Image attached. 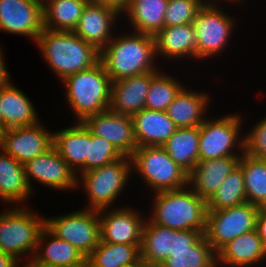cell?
Segmentation results:
<instances>
[{
	"mask_svg": "<svg viewBox=\"0 0 266 267\" xmlns=\"http://www.w3.org/2000/svg\"><path fill=\"white\" fill-rule=\"evenodd\" d=\"M156 58L154 36L133 31L129 33L128 30L125 34L122 31L121 34H114L100 51L99 61L111 80L115 81L160 70Z\"/></svg>",
	"mask_w": 266,
	"mask_h": 267,
	"instance_id": "6da1fadb",
	"label": "cell"
},
{
	"mask_svg": "<svg viewBox=\"0 0 266 267\" xmlns=\"http://www.w3.org/2000/svg\"><path fill=\"white\" fill-rule=\"evenodd\" d=\"M35 44L46 64L61 81L69 75L93 67L100 58V51L74 31L43 28Z\"/></svg>",
	"mask_w": 266,
	"mask_h": 267,
	"instance_id": "7a4b0ae2",
	"label": "cell"
},
{
	"mask_svg": "<svg viewBox=\"0 0 266 267\" xmlns=\"http://www.w3.org/2000/svg\"><path fill=\"white\" fill-rule=\"evenodd\" d=\"M148 218L163 227L176 230H199L206 226L207 202L186 186L178 190L154 193Z\"/></svg>",
	"mask_w": 266,
	"mask_h": 267,
	"instance_id": "3957f363",
	"label": "cell"
},
{
	"mask_svg": "<svg viewBox=\"0 0 266 267\" xmlns=\"http://www.w3.org/2000/svg\"><path fill=\"white\" fill-rule=\"evenodd\" d=\"M61 82L76 122H83L87 117L109 109L112 80L100 61L87 70L67 76Z\"/></svg>",
	"mask_w": 266,
	"mask_h": 267,
	"instance_id": "277c9868",
	"label": "cell"
},
{
	"mask_svg": "<svg viewBox=\"0 0 266 267\" xmlns=\"http://www.w3.org/2000/svg\"><path fill=\"white\" fill-rule=\"evenodd\" d=\"M10 206V210L0 212V251L15 261H31L45 228V216L24 205Z\"/></svg>",
	"mask_w": 266,
	"mask_h": 267,
	"instance_id": "5b68a950",
	"label": "cell"
},
{
	"mask_svg": "<svg viewBox=\"0 0 266 267\" xmlns=\"http://www.w3.org/2000/svg\"><path fill=\"white\" fill-rule=\"evenodd\" d=\"M132 176V159L129 156L89 170L78 175V186L84 187L87 194L85 209L101 210L111 208L118 196L124 191L129 178Z\"/></svg>",
	"mask_w": 266,
	"mask_h": 267,
	"instance_id": "8992f818",
	"label": "cell"
},
{
	"mask_svg": "<svg viewBox=\"0 0 266 267\" xmlns=\"http://www.w3.org/2000/svg\"><path fill=\"white\" fill-rule=\"evenodd\" d=\"M132 159L137 173L152 193L178 190L188 186V173L178 166L162 146L138 147Z\"/></svg>",
	"mask_w": 266,
	"mask_h": 267,
	"instance_id": "52a82bcc",
	"label": "cell"
},
{
	"mask_svg": "<svg viewBox=\"0 0 266 267\" xmlns=\"http://www.w3.org/2000/svg\"><path fill=\"white\" fill-rule=\"evenodd\" d=\"M237 114L239 113L215 119L208 117L200 125L199 161L225 156H242L244 135L240 136V132H242L243 118Z\"/></svg>",
	"mask_w": 266,
	"mask_h": 267,
	"instance_id": "ba28073f",
	"label": "cell"
},
{
	"mask_svg": "<svg viewBox=\"0 0 266 267\" xmlns=\"http://www.w3.org/2000/svg\"><path fill=\"white\" fill-rule=\"evenodd\" d=\"M260 209L245 202L220 210H207L204 237L218 253L236 237L256 229Z\"/></svg>",
	"mask_w": 266,
	"mask_h": 267,
	"instance_id": "9c48e42d",
	"label": "cell"
},
{
	"mask_svg": "<svg viewBox=\"0 0 266 267\" xmlns=\"http://www.w3.org/2000/svg\"><path fill=\"white\" fill-rule=\"evenodd\" d=\"M219 4H204L192 23L197 38V61L222 54L233 34L235 20Z\"/></svg>",
	"mask_w": 266,
	"mask_h": 267,
	"instance_id": "30bf717a",
	"label": "cell"
},
{
	"mask_svg": "<svg viewBox=\"0 0 266 267\" xmlns=\"http://www.w3.org/2000/svg\"><path fill=\"white\" fill-rule=\"evenodd\" d=\"M45 227L76 247L86 258L100 242L98 210L85 209L45 218Z\"/></svg>",
	"mask_w": 266,
	"mask_h": 267,
	"instance_id": "8fae6325",
	"label": "cell"
},
{
	"mask_svg": "<svg viewBox=\"0 0 266 267\" xmlns=\"http://www.w3.org/2000/svg\"><path fill=\"white\" fill-rule=\"evenodd\" d=\"M40 124L2 130L0 148L22 165L44 154L54 146V132Z\"/></svg>",
	"mask_w": 266,
	"mask_h": 267,
	"instance_id": "7c38bea8",
	"label": "cell"
},
{
	"mask_svg": "<svg viewBox=\"0 0 266 267\" xmlns=\"http://www.w3.org/2000/svg\"><path fill=\"white\" fill-rule=\"evenodd\" d=\"M27 184L32 192L33 179L38 184L57 190L78 189V176L75 171L61 158L53 146L44 154L24 164Z\"/></svg>",
	"mask_w": 266,
	"mask_h": 267,
	"instance_id": "4fadbf2b",
	"label": "cell"
},
{
	"mask_svg": "<svg viewBox=\"0 0 266 267\" xmlns=\"http://www.w3.org/2000/svg\"><path fill=\"white\" fill-rule=\"evenodd\" d=\"M137 211L134 207H127V205L125 208L117 207V209L105 208L98 210L100 241L141 245L142 231L146 218L140 211Z\"/></svg>",
	"mask_w": 266,
	"mask_h": 267,
	"instance_id": "5bb4252c",
	"label": "cell"
},
{
	"mask_svg": "<svg viewBox=\"0 0 266 267\" xmlns=\"http://www.w3.org/2000/svg\"><path fill=\"white\" fill-rule=\"evenodd\" d=\"M43 3L39 0H0V31L30 37L43 31Z\"/></svg>",
	"mask_w": 266,
	"mask_h": 267,
	"instance_id": "9a60e30c",
	"label": "cell"
},
{
	"mask_svg": "<svg viewBox=\"0 0 266 267\" xmlns=\"http://www.w3.org/2000/svg\"><path fill=\"white\" fill-rule=\"evenodd\" d=\"M83 123L93 135L105 138L123 155L131 157L138 148L131 116L110 109L87 117Z\"/></svg>",
	"mask_w": 266,
	"mask_h": 267,
	"instance_id": "2e32d148",
	"label": "cell"
},
{
	"mask_svg": "<svg viewBox=\"0 0 266 267\" xmlns=\"http://www.w3.org/2000/svg\"><path fill=\"white\" fill-rule=\"evenodd\" d=\"M120 15L121 12L112 6L89 2L73 31L101 51L113 38Z\"/></svg>",
	"mask_w": 266,
	"mask_h": 267,
	"instance_id": "e0dca14e",
	"label": "cell"
},
{
	"mask_svg": "<svg viewBox=\"0 0 266 267\" xmlns=\"http://www.w3.org/2000/svg\"><path fill=\"white\" fill-rule=\"evenodd\" d=\"M31 262L36 267H86V257L76 247L59 239L46 227L40 233Z\"/></svg>",
	"mask_w": 266,
	"mask_h": 267,
	"instance_id": "ac0fdd59",
	"label": "cell"
},
{
	"mask_svg": "<svg viewBox=\"0 0 266 267\" xmlns=\"http://www.w3.org/2000/svg\"><path fill=\"white\" fill-rule=\"evenodd\" d=\"M241 156H225L198 161L188 175V186L206 201L217 191L226 177L238 166Z\"/></svg>",
	"mask_w": 266,
	"mask_h": 267,
	"instance_id": "d6986e66",
	"label": "cell"
},
{
	"mask_svg": "<svg viewBox=\"0 0 266 267\" xmlns=\"http://www.w3.org/2000/svg\"><path fill=\"white\" fill-rule=\"evenodd\" d=\"M151 72L112 81L109 109L114 114L133 116L145 108Z\"/></svg>",
	"mask_w": 266,
	"mask_h": 267,
	"instance_id": "ffe728a7",
	"label": "cell"
},
{
	"mask_svg": "<svg viewBox=\"0 0 266 267\" xmlns=\"http://www.w3.org/2000/svg\"><path fill=\"white\" fill-rule=\"evenodd\" d=\"M75 124L58 131L55 130L54 147L78 176L79 173L86 172V157H88V142H91V131L83 122Z\"/></svg>",
	"mask_w": 266,
	"mask_h": 267,
	"instance_id": "44dd1931",
	"label": "cell"
},
{
	"mask_svg": "<svg viewBox=\"0 0 266 267\" xmlns=\"http://www.w3.org/2000/svg\"><path fill=\"white\" fill-rule=\"evenodd\" d=\"M157 58H192L197 60V38L192 23L169 26L161 29L155 36ZM159 56V57H158Z\"/></svg>",
	"mask_w": 266,
	"mask_h": 267,
	"instance_id": "7402d4cb",
	"label": "cell"
},
{
	"mask_svg": "<svg viewBox=\"0 0 266 267\" xmlns=\"http://www.w3.org/2000/svg\"><path fill=\"white\" fill-rule=\"evenodd\" d=\"M217 256L219 267H255L266 261V248L255 229L230 241Z\"/></svg>",
	"mask_w": 266,
	"mask_h": 267,
	"instance_id": "603a6c76",
	"label": "cell"
},
{
	"mask_svg": "<svg viewBox=\"0 0 266 267\" xmlns=\"http://www.w3.org/2000/svg\"><path fill=\"white\" fill-rule=\"evenodd\" d=\"M138 147L162 146L178 128L166 111L144 108L133 116Z\"/></svg>",
	"mask_w": 266,
	"mask_h": 267,
	"instance_id": "cb8c5ba5",
	"label": "cell"
},
{
	"mask_svg": "<svg viewBox=\"0 0 266 267\" xmlns=\"http://www.w3.org/2000/svg\"><path fill=\"white\" fill-rule=\"evenodd\" d=\"M2 130L32 126L40 122L30 98L11 81L1 86Z\"/></svg>",
	"mask_w": 266,
	"mask_h": 267,
	"instance_id": "d4e9b609",
	"label": "cell"
},
{
	"mask_svg": "<svg viewBox=\"0 0 266 267\" xmlns=\"http://www.w3.org/2000/svg\"><path fill=\"white\" fill-rule=\"evenodd\" d=\"M209 95L184 86L166 113L178 128L200 126L207 119L205 113L211 103Z\"/></svg>",
	"mask_w": 266,
	"mask_h": 267,
	"instance_id": "484cf974",
	"label": "cell"
},
{
	"mask_svg": "<svg viewBox=\"0 0 266 267\" xmlns=\"http://www.w3.org/2000/svg\"><path fill=\"white\" fill-rule=\"evenodd\" d=\"M31 194L24 165L0 148V200L4 204L22 205L30 200Z\"/></svg>",
	"mask_w": 266,
	"mask_h": 267,
	"instance_id": "4316f807",
	"label": "cell"
},
{
	"mask_svg": "<svg viewBox=\"0 0 266 267\" xmlns=\"http://www.w3.org/2000/svg\"><path fill=\"white\" fill-rule=\"evenodd\" d=\"M167 4L168 0H130L121 16L128 17L131 31L155 36L164 28Z\"/></svg>",
	"mask_w": 266,
	"mask_h": 267,
	"instance_id": "83f0119b",
	"label": "cell"
},
{
	"mask_svg": "<svg viewBox=\"0 0 266 267\" xmlns=\"http://www.w3.org/2000/svg\"><path fill=\"white\" fill-rule=\"evenodd\" d=\"M173 229L152 222L148 217L142 231L140 259L147 267H159L172 252Z\"/></svg>",
	"mask_w": 266,
	"mask_h": 267,
	"instance_id": "f1b7e54d",
	"label": "cell"
},
{
	"mask_svg": "<svg viewBox=\"0 0 266 267\" xmlns=\"http://www.w3.org/2000/svg\"><path fill=\"white\" fill-rule=\"evenodd\" d=\"M200 126L181 127L162 145L171 159L188 174L199 161Z\"/></svg>",
	"mask_w": 266,
	"mask_h": 267,
	"instance_id": "f546056e",
	"label": "cell"
},
{
	"mask_svg": "<svg viewBox=\"0 0 266 267\" xmlns=\"http://www.w3.org/2000/svg\"><path fill=\"white\" fill-rule=\"evenodd\" d=\"M43 26L54 31H73L89 0H44Z\"/></svg>",
	"mask_w": 266,
	"mask_h": 267,
	"instance_id": "4dcf8cb0",
	"label": "cell"
},
{
	"mask_svg": "<svg viewBox=\"0 0 266 267\" xmlns=\"http://www.w3.org/2000/svg\"><path fill=\"white\" fill-rule=\"evenodd\" d=\"M141 245L99 242L86 258V267H124L140 259Z\"/></svg>",
	"mask_w": 266,
	"mask_h": 267,
	"instance_id": "1f68e13d",
	"label": "cell"
},
{
	"mask_svg": "<svg viewBox=\"0 0 266 267\" xmlns=\"http://www.w3.org/2000/svg\"><path fill=\"white\" fill-rule=\"evenodd\" d=\"M238 165L243 170L247 202L266 208V161L243 153Z\"/></svg>",
	"mask_w": 266,
	"mask_h": 267,
	"instance_id": "d6a6232c",
	"label": "cell"
},
{
	"mask_svg": "<svg viewBox=\"0 0 266 267\" xmlns=\"http://www.w3.org/2000/svg\"><path fill=\"white\" fill-rule=\"evenodd\" d=\"M217 252L204 234L190 247V250L173 251L159 267H216Z\"/></svg>",
	"mask_w": 266,
	"mask_h": 267,
	"instance_id": "836d02e7",
	"label": "cell"
},
{
	"mask_svg": "<svg viewBox=\"0 0 266 267\" xmlns=\"http://www.w3.org/2000/svg\"><path fill=\"white\" fill-rule=\"evenodd\" d=\"M185 85L164 71L151 72V84L146 96L145 108L166 111Z\"/></svg>",
	"mask_w": 266,
	"mask_h": 267,
	"instance_id": "e575fe53",
	"label": "cell"
},
{
	"mask_svg": "<svg viewBox=\"0 0 266 267\" xmlns=\"http://www.w3.org/2000/svg\"><path fill=\"white\" fill-rule=\"evenodd\" d=\"M206 202L207 210H220L247 202L243 170L239 165Z\"/></svg>",
	"mask_w": 266,
	"mask_h": 267,
	"instance_id": "d590c367",
	"label": "cell"
},
{
	"mask_svg": "<svg viewBox=\"0 0 266 267\" xmlns=\"http://www.w3.org/2000/svg\"><path fill=\"white\" fill-rule=\"evenodd\" d=\"M123 155L105 138L91 133V142H88V157H86V172L110 164Z\"/></svg>",
	"mask_w": 266,
	"mask_h": 267,
	"instance_id": "8d00e7d4",
	"label": "cell"
},
{
	"mask_svg": "<svg viewBox=\"0 0 266 267\" xmlns=\"http://www.w3.org/2000/svg\"><path fill=\"white\" fill-rule=\"evenodd\" d=\"M204 4L202 0H168L164 27L193 23Z\"/></svg>",
	"mask_w": 266,
	"mask_h": 267,
	"instance_id": "74e56055",
	"label": "cell"
},
{
	"mask_svg": "<svg viewBox=\"0 0 266 267\" xmlns=\"http://www.w3.org/2000/svg\"><path fill=\"white\" fill-rule=\"evenodd\" d=\"M247 132L249 133H244V153L266 161V116Z\"/></svg>",
	"mask_w": 266,
	"mask_h": 267,
	"instance_id": "f35d334b",
	"label": "cell"
},
{
	"mask_svg": "<svg viewBox=\"0 0 266 267\" xmlns=\"http://www.w3.org/2000/svg\"><path fill=\"white\" fill-rule=\"evenodd\" d=\"M203 235L199 230H176L173 229L172 252L190 250V247Z\"/></svg>",
	"mask_w": 266,
	"mask_h": 267,
	"instance_id": "ab89813d",
	"label": "cell"
},
{
	"mask_svg": "<svg viewBox=\"0 0 266 267\" xmlns=\"http://www.w3.org/2000/svg\"><path fill=\"white\" fill-rule=\"evenodd\" d=\"M256 230L262 240L263 246L266 248V208H261L258 213Z\"/></svg>",
	"mask_w": 266,
	"mask_h": 267,
	"instance_id": "60d3db41",
	"label": "cell"
},
{
	"mask_svg": "<svg viewBox=\"0 0 266 267\" xmlns=\"http://www.w3.org/2000/svg\"><path fill=\"white\" fill-rule=\"evenodd\" d=\"M4 58L2 47H0V87L8 84L11 81Z\"/></svg>",
	"mask_w": 266,
	"mask_h": 267,
	"instance_id": "b9f144b4",
	"label": "cell"
},
{
	"mask_svg": "<svg viewBox=\"0 0 266 267\" xmlns=\"http://www.w3.org/2000/svg\"><path fill=\"white\" fill-rule=\"evenodd\" d=\"M130 0H89L91 3L105 4L116 8L119 12H123Z\"/></svg>",
	"mask_w": 266,
	"mask_h": 267,
	"instance_id": "7bdbcfd3",
	"label": "cell"
},
{
	"mask_svg": "<svg viewBox=\"0 0 266 267\" xmlns=\"http://www.w3.org/2000/svg\"><path fill=\"white\" fill-rule=\"evenodd\" d=\"M15 262L11 256L0 251V267H12Z\"/></svg>",
	"mask_w": 266,
	"mask_h": 267,
	"instance_id": "ee69618b",
	"label": "cell"
},
{
	"mask_svg": "<svg viewBox=\"0 0 266 267\" xmlns=\"http://www.w3.org/2000/svg\"><path fill=\"white\" fill-rule=\"evenodd\" d=\"M19 264H22V265H19ZM12 267H36V266L31 261H25V262L16 261Z\"/></svg>",
	"mask_w": 266,
	"mask_h": 267,
	"instance_id": "f6af8a7d",
	"label": "cell"
},
{
	"mask_svg": "<svg viewBox=\"0 0 266 267\" xmlns=\"http://www.w3.org/2000/svg\"><path fill=\"white\" fill-rule=\"evenodd\" d=\"M205 4H219V2H218V0H202ZM221 1V0H220ZM223 1H225V0H223ZM227 2L228 1H231V2H233V3H241V1H243V0H226Z\"/></svg>",
	"mask_w": 266,
	"mask_h": 267,
	"instance_id": "bcb514c9",
	"label": "cell"
},
{
	"mask_svg": "<svg viewBox=\"0 0 266 267\" xmlns=\"http://www.w3.org/2000/svg\"><path fill=\"white\" fill-rule=\"evenodd\" d=\"M124 267H147V266L141 259H139L136 263Z\"/></svg>",
	"mask_w": 266,
	"mask_h": 267,
	"instance_id": "7dc6e473",
	"label": "cell"
},
{
	"mask_svg": "<svg viewBox=\"0 0 266 267\" xmlns=\"http://www.w3.org/2000/svg\"><path fill=\"white\" fill-rule=\"evenodd\" d=\"M0 100H1V87H0ZM0 128L2 130V111H1V102H0Z\"/></svg>",
	"mask_w": 266,
	"mask_h": 267,
	"instance_id": "c3c4849f",
	"label": "cell"
},
{
	"mask_svg": "<svg viewBox=\"0 0 266 267\" xmlns=\"http://www.w3.org/2000/svg\"><path fill=\"white\" fill-rule=\"evenodd\" d=\"M1 132H2V130H1V128H0V142H1Z\"/></svg>",
	"mask_w": 266,
	"mask_h": 267,
	"instance_id": "681fc988",
	"label": "cell"
}]
</instances>
